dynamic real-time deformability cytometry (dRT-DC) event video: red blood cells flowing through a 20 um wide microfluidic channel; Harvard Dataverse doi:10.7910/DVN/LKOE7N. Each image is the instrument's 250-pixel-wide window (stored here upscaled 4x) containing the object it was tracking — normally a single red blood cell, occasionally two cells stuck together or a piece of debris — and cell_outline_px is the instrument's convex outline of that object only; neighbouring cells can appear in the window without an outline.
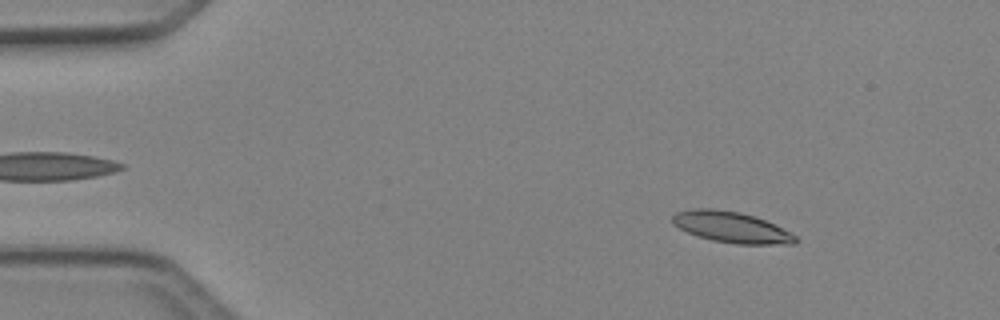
{"species": "Egyptian fruit bat (a non-hibernating species)", "species_latin": "Rousettus aegyptiacus", "temperature_condition": "cold", "stored_images_in_passage": 47, "camera_frame_rate_fps": 3000, "um_per_image_px": 0.085, "animal": {"sex": "female"}, "frame": {"image": 1, "passage_image": 6, "time_ms": 1.667, "image_size_px": [1000, 320], "cell_outline_px": [[800, 240], [796, 244], [736, 244], [712, 240], [688, 232], [672, 224], [672, 216], [676, 212], [692, 208], [716, 208], [740, 212], [756, 216], [776, 224], [796, 236]], "centroid_in_image_um": [62.2, 19.3], "position_along_channel_um": 22.8, "area_um2": 22.43}}
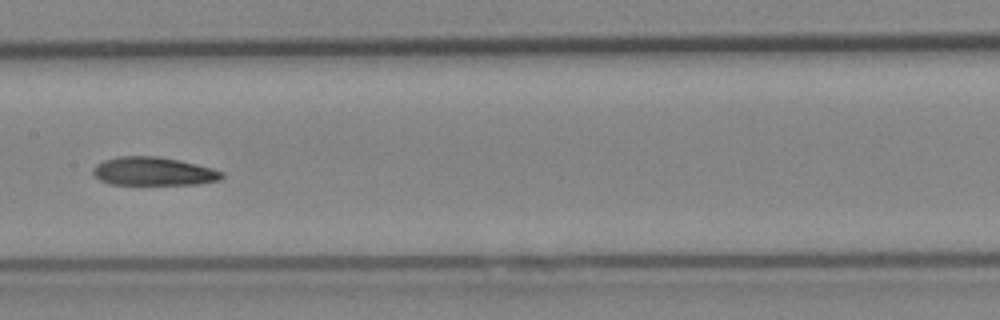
{"frame": {"image": 2, "passage_image": 24, "time_ms": 7.667, "image_size_px": [1000, 320], "cell_outline_px": [[224, 176], [220, 180], [196, 184], [112, 184], [100, 180], [92, 172], [92, 168], [96, 164], [104, 160], [116, 156], [160, 156], [180, 160], [212, 168], [224, 172]], "centroid_in_image_um": [13.04, 14.55], "position_along_channel_um": 194.4, "area_um2": 21.39}}
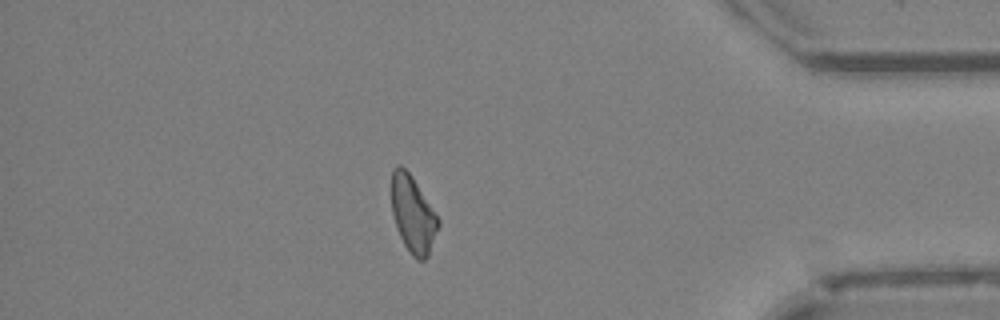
{"frame": {"image": 3, "passage_image": 41, "time_ms": 13.333, "image_size_px": [1000, 320], "cell_outline_px": [[440, 224], [428, 256], [424, 260], [416, 260], [412, 256], [404, 244], [396, 228], [392, 212], [392, 168], [396, 164], [400, 164], [412, 176], [440, 220]], "centroid_in_image_um": [35.1, 18.22], "position_along_channel_um": 400.1, "area_um2": 20.87}, "authors_computed_cell_mechanics": {"area_um2": 21.5594, "velocity_mm_per_s": 4.2402, "shape_relaxation_time_tau1_ms": null, "shape_relaxation_time_tau2_ms": 7.4006, "deformation_change_tau1": null, "deformation_change_tau2": 0.1685}}